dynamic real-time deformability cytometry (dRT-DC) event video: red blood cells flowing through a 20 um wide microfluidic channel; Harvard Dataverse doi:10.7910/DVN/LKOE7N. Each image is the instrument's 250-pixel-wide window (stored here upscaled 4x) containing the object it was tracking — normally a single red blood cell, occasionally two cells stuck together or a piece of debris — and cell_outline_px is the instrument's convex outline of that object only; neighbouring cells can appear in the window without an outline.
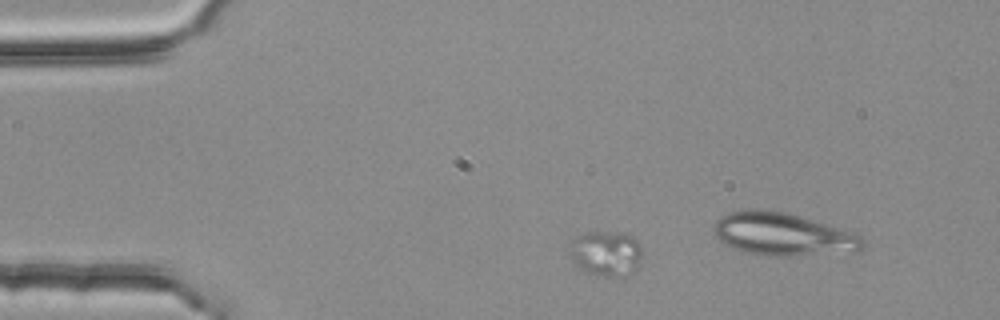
{"species": "common noctule bat (a hibernating species)", "species_latin": "Nyctalus noctula", "temperature_condition": "room temperature", "stored_images_in_passage": 4, "segment_of_instrument_passage": [2, 2], "camera_frame_rate_fps": 3000, "um_per_image_px": 0.085, "animal": {"sex": "female", "body_mass_g": 25.1}, "frame": {"image": 1, "passage_image": 2, "time_ms": 0.333, "image_size_px": [1000, 320], "cell_outline_px": [[640, 264], [636, 272], [628, 276], [616, 280], [588, 272], [580, 268], [572, 260], [572, 236], [584, 232], [604, 232], [632, 236], [636, 240], [640, 248]], "centroid_in_image_um": [51.54, 21.6], "position_along_channel_um": 33.5, "area_um2": 19.31}}